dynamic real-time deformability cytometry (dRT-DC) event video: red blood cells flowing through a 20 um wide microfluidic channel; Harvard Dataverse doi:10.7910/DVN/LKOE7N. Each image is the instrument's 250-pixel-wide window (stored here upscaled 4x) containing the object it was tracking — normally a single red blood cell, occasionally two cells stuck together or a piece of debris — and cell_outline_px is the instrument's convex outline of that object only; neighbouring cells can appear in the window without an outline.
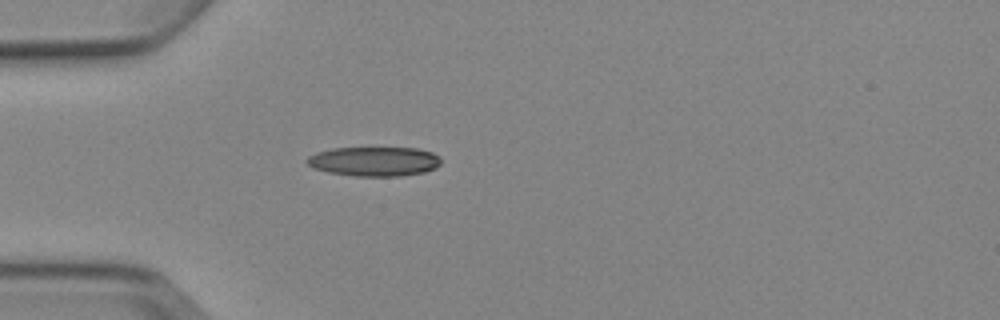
{"species": "Egyptian fruit bat (a non-hibernating species)", "species_latin": "Rousettus aegyptiacus", "temperature_condition": "cold", "stored_images_in_passage": 1, "camera_frame_rate_fps": 3000, "um_per_image_px": 0.085, "animal": {"sex": "female"}, "frame": {"image": 1, "passage_image": 1, "time_ms": 0.0, "image_size_px": [1000, 320], "cell_outline_px": [[440, 164], [436, 168], [424, 172], [400, 176], [356, 176], [328, 172], [312, 168], [304, 160], [308, 156], [316, 152], [332, 148], [416, 148], [432, 152], [440, 156]], "centroid_in_image_um": [31.79, 13.72], "position_along_channel_um": 53.2, "area_um2": 23.12}}